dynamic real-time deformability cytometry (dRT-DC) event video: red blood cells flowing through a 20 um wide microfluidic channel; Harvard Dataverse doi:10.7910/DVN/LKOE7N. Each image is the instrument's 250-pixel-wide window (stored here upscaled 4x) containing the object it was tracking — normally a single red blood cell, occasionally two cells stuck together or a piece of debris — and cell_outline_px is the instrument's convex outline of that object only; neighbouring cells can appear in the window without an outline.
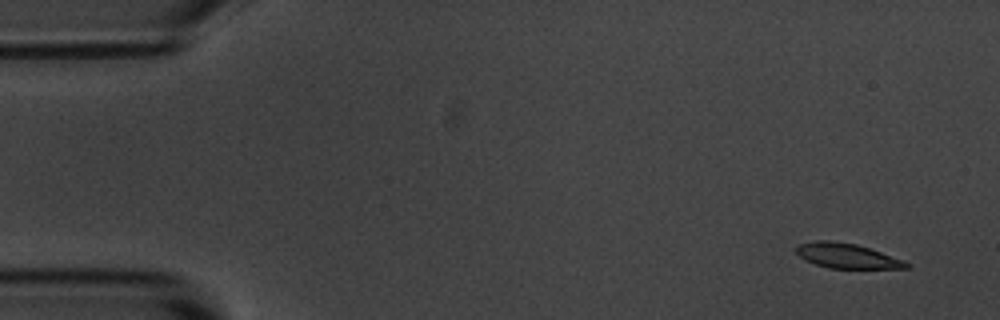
{"species": "common noctule bat (a hibernating species)", "species_latin": "Nyctalus noctula", "temperature_condition": "room temperature", "stored_images_in_passage": 6, "camera_frame_rate_fps": 3000, "um_per_image_px": 0.085, "animal": {"sex": "male", "body_mass_g": 20.1, "forearm_length_mm": 53.5}, "frame": {"image": 1, "passage_image": 1, "time_ms": 0.0, "image_size_px": [1000, 320], "cell_outline_px": [[912, 264], [908, 268], [828, 268], [804, 260], [796, 252], [796, 244], [816, 240], [828, 240], [856, 244], [904, 260]], "centroid_in_image_um": [71.96, 21.74], "position_along_channel_um": 13.0, "area_um2": 15.9}}
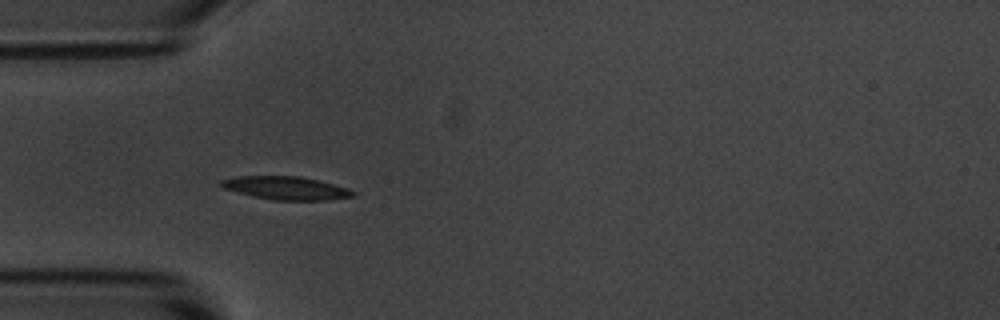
{"frame": {"image": 2, "passage_image": 5, "time_ms": 4.333, "image_size_px": [1000, 320], "cell_outline_px": [[356, 196], [328, 200], [272, 200], [252, 196], [224, 188], [216, 184], [220, 180], [236, 176], [300, 176], [348, 188], [356, 192]], "centroid_in_image_um": [24.29, 15.98], "position_along_channel_um": 60.7, "area_um2": 17.86}}